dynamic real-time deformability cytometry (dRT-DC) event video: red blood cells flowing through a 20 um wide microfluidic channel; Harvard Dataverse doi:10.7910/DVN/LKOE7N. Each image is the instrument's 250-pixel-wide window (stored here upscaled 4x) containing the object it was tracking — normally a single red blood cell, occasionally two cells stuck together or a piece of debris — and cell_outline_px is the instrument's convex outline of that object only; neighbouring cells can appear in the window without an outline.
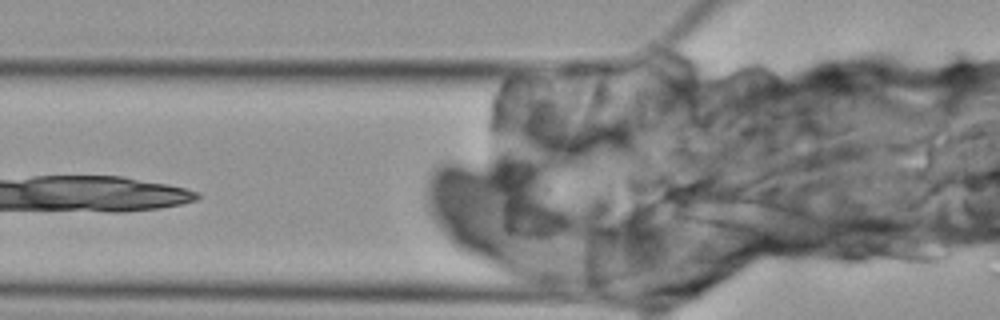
{"species": "Egyptian fruit bat (a non-hibernating species)", "species_latin": "Rousettus aegyptiacus", "temperature_condition": "cold", "stored_images_in_passage": 2, "camera_frame_rate_fps": 3000, "um_per_image_px": 0.085, "animal": {"sex": "female"}, "frame": {"image": 1, "passage_image": 2, "time_ms": 1.333, "image_size_px": [1000, 320], "cell_outline_px": [[952, 256], [940, 264], [932, 268], [904, 268], [844, 256], [836, 244], [828, 224], [832, 220], [848, 216], [888, 216], [944, 244], [952, 252]], "centroid_in_image_um": [75.4, 20.6], "position_along_channel_um": 50.4, "area_um2": 32.25}}